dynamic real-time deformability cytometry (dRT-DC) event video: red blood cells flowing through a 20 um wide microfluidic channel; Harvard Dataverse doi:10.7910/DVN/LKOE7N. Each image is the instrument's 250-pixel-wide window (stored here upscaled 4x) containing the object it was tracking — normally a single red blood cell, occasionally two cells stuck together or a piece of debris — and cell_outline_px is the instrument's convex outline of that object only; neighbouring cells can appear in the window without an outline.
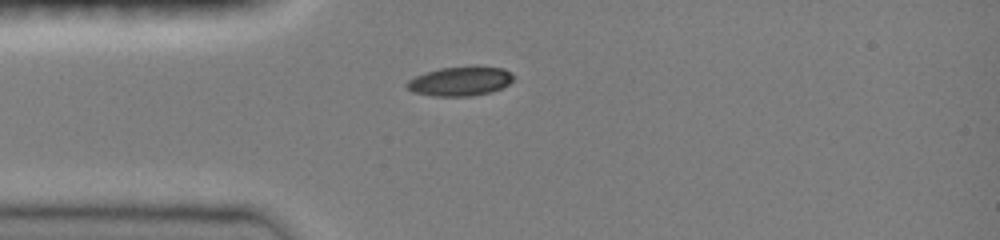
{"species": "common noctule bat (a hibernating species)", "species_latin": "Nyctalus noctula", "temperature_condition": "room temperature", "stored_images_in_passage": 35, "camera_frame_rate_fps": 3000, "um_per_image_px": 0.085, "animal": {"sex": "female", "body_mass_g": 19.0, "forearm_length_mm": 51.5}, "frame": {"image": 1, "passage_image": 1, "time_ms": 0.0, "image_size_px": [1000, 240], "cell_outline_px": [[512, 80], [508, 84], [492, 92], [472, 96], [432, 96], [412, 92], [404, 84], [408, 80], [416, 76], [440, 68], [476, 64], [504, 68], [512, 76]], "centroid_in_image_um": [39.11, 6.88], "position_along_channel_um": 45.9, "area_um2": 18.5}}
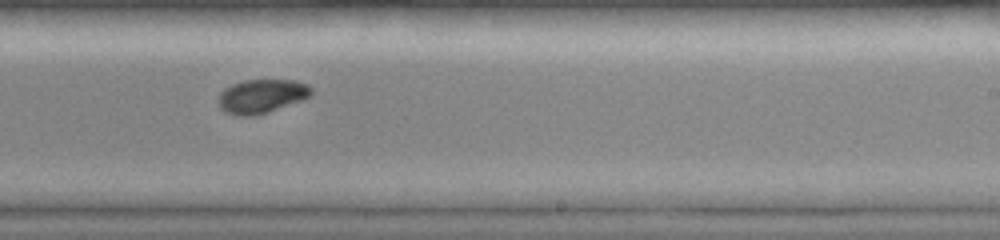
{"frame": {"image": 2, "passage_image": 18, "time_ms": 5.667, "image_size_px": [1000, 240], "cell_outline_px": [[312, 92], [304, 100], [268, 112], [252, 116], [240, 116], [224, 112], [220, 108], [216, 100], [220, 92], [224, 88], [232, 84], [244, 80], [292, 80], [308, 84], [312, 88]], "centroid_in_image_um": [22.2, 8.18], "position_along_channel_um": 266.8, "area_um2": 18.55}}
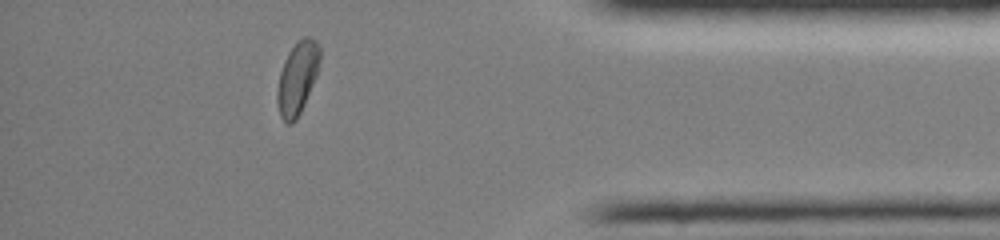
{"frame": {"image": 3, "passage_image": 30, "time_ms": 9.667, "image_size_px": [1000, 240], "cell_outline_px": [[320, 60], [316, 76], [304, 104], [296, 120], [292, 124], [288, 124], [280, 116], [276, 100], [276, 92], [280, 72], [284, 60], [288, 52], [304, 36], [308, 36], [316, 40], [320, 48]], "centroid_in_image_um": [25.27, 6.64], "position_along_channel_um": 409.9, "area_um2": 17.92}, "authors_computed_cell_mechanics": {"area_um2": 18.496, "velocity_mm_per_s": 4.0785, "shape_relaxation_time_tau1_ms": 3.4822, "shape_relaxation_time_tau2_ms": null, "deformation_change_tau1": 0.1229, "deformation_change_tau2": null}}